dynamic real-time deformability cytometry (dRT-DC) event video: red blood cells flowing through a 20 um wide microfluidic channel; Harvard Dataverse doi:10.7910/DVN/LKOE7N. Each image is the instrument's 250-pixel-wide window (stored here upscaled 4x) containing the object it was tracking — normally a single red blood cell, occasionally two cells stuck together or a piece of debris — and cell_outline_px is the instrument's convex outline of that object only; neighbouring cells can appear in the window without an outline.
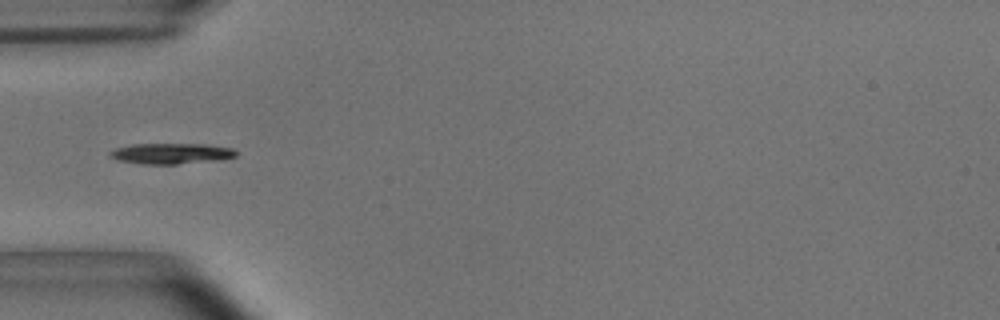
{"species": "common noctule bat (a hibernating species)", "species_latin": "Nyctalus noctula", "temperature_condition": "room temperature", "stored_images_in_passage": 38, "camera_frame_rate_fps": 3000, "um_per_image_px": 0.085, "animal": {"sex": "male", "body_mass_g": 15.6}, "frame": {"image": 1, "passage_image": 1, "time_ms": 0.0, "image_size_px": [1000, 320], "cell_outline_px": [[236, 156], [220, 160], [176, 164], [144, 164], [116, 160], [108, 156], [108, 152], [116, 148], [132, 144], [204, 144], [232, 148], [236, 152]], "centroid_in_image_um": [14.51, 13.05], "position_along_channel_um": 70.5, "area_um2": 15.26}}
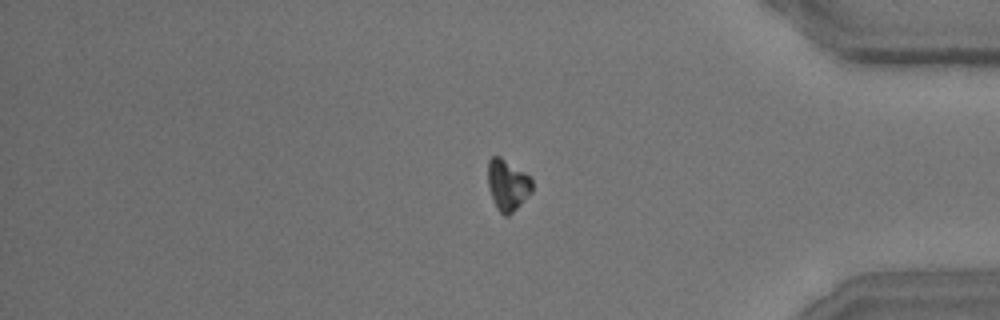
{"frame": {"image": 2, "passage_image": 29, "time_ms": 9.333, "image_size_px": [1000, 320], "cell_outline_px": [[532, 192], [508, 216], [504, 216], [496, 208], [492, 200], [488, 188], [488, 160], [492, 156], [500, 156], [524, 172], [532, 180]], "centroid_in_image_um": [43.12, 15.72], "position_along_channel_um": 392.1, "area_um2": 13.18}}
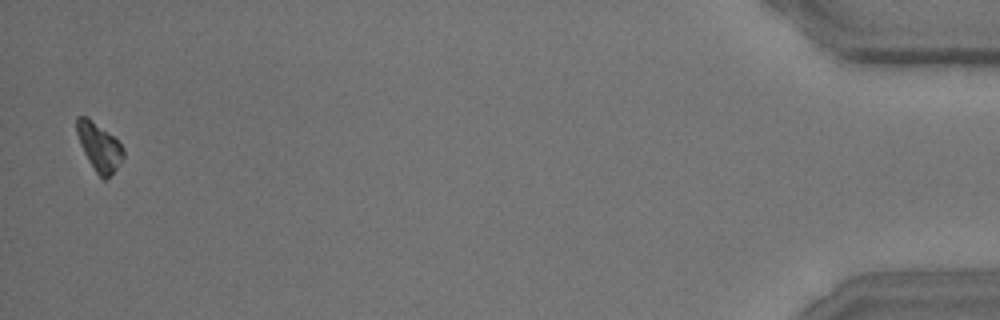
{"frame": {"image": 3, "passage_image": 37, "time_ms": 12.0, "image_size_px": [1000, 320], "cell_outline_px": [[124, 156], [116, 168], [104, 180], [96, 172], [88, 160], [80, 144], [76, 132], [76, 116], [88, 116], [112, 136], [124, 148]], "centroid_in_image_um": [8.4, 12.45], "position_along_channel_um": 426.8, "area_um2": 12.77}, "authors_computed_cell_mechanics": {"area_um2": 14.2766, "velocity_mm_per_s": 3.6992, "shape_relaxation_time_tau1_ms": 2.8982, "shape_relaxation_time_tau2_ms": null, "deformation_change_tau1": 0.115, "deformation_change_tau2": null}}